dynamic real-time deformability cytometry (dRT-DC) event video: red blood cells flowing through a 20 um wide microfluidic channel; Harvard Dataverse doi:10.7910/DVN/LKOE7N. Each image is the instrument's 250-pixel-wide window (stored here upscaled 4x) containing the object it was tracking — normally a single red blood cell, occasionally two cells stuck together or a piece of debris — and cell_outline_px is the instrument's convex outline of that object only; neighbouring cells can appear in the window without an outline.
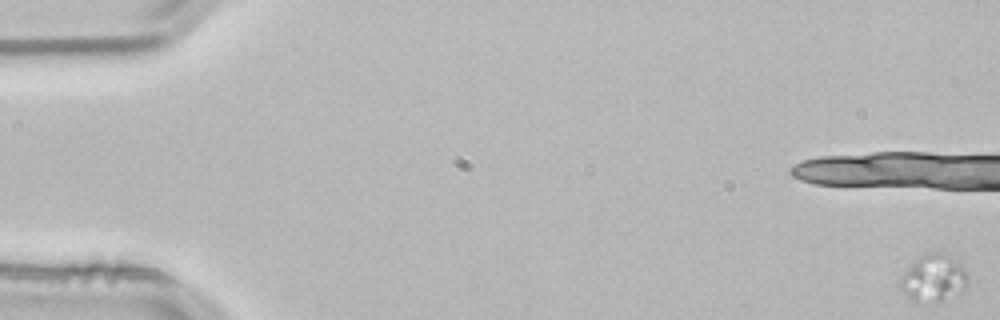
{"species": "common noctule bat (a hibernating species)", "species_latin": "Nyctalus noctula", "temperature_condition": "room temperature", "stored_images_in_passage": 17, "camera_frame_rate_fps": 3000, "um_per_image_px": 0.085, "animal": {"sex": "male", "body_mass_g": 21.5, "forearm_length_mm": 52.0}, "frame": {"image": 1, "passage_image": 1, "time_ms": 0.0, "image_size_px": [1000, 320], "cell_outline_px": [[968, 280], [964, 288], [944, 300], [936, 304], [916, 304], [904, 296], [900, 288], [900, 276], [920, 256], [928, 252], [944, 248], [964, 268]], "centroid_in_image_um": [79.31, 23.64], "position_along_channel_um": 5.7, "area_um2": 19.31}}